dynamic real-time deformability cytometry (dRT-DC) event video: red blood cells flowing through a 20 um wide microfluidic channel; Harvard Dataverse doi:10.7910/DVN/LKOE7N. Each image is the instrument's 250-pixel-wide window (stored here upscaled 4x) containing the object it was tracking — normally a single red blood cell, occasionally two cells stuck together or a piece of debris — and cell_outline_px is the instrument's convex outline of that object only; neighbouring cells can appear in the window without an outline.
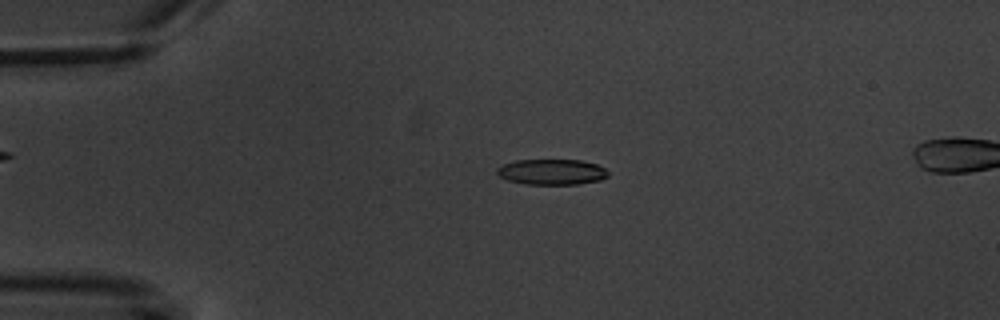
{"species": "common noctule bat (a hibernating species)", "species_latin": "Nyctalus noctula", "temperature_condition": "warm", "stored_images_in_passage": 5, "camera_frame_rate_fps": 3000, "um_per_image_px": 0.085, "animal": {"sex": "male", "body_mass_g": 20.1, "forearm_length_mm": 53.5}, "frame": {"image": 1, "passage_image": 3, "time_ms": 2.333, "image_size_px": [1000, 320], "cell_outline_px": [[608, 176], [600, 180], [576, 184], [524, 184], [508, 180], [500, 176], [496, 172], [496, 168], [504, 164], [516, 160], [580, 160], [596, 164], [604, 168], [608, 172]], "centroid_in_image_um": [46.89, 14.61], "position_along_channel_um": 38.1, "area_um2": 16.47}}